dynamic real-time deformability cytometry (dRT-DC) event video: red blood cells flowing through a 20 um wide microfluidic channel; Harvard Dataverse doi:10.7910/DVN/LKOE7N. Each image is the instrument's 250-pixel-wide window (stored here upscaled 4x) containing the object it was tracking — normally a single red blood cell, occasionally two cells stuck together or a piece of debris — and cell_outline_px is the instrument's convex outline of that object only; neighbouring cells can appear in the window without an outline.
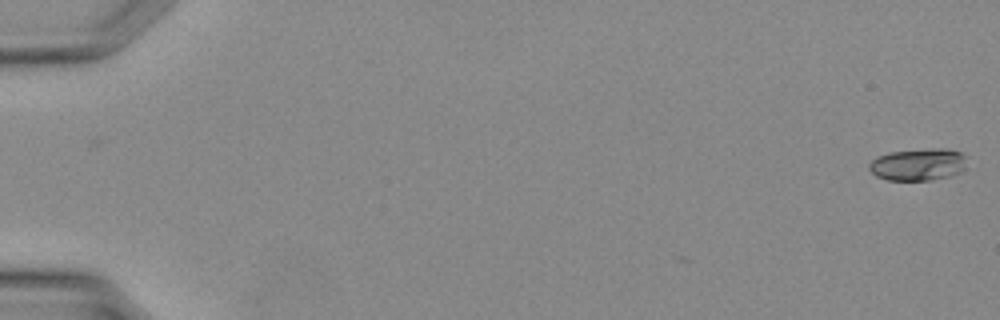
{"species": "Egyptian fruit bat (a non-hibernating species)", "species_latin": "Rousettus aegyptiacus", "temperature_condition": "warm", "stored_images_in_passage": 8, "camera_frame_rate_fps": 3000, "um_per_image_px": 0.085, "animal": {"sex": "female"}, "frame": {"image": 1, "passage_image": 1, "time_ms": 0.0, "image_size_px": [1000, 320], "cell_outline_px": [[964, 168], [960, 172], [948, 176], [928, 180], [888, 180], [876, 176], [868, 168], [868, 164], [876, 156], [892, 152], [932, 148], [944, 148], [960, 152], [964, 156]], "centroid_in_image_um": [78.0, 13.98], "position_along_channel_um": 7.0, "area_um2": 18.09}}